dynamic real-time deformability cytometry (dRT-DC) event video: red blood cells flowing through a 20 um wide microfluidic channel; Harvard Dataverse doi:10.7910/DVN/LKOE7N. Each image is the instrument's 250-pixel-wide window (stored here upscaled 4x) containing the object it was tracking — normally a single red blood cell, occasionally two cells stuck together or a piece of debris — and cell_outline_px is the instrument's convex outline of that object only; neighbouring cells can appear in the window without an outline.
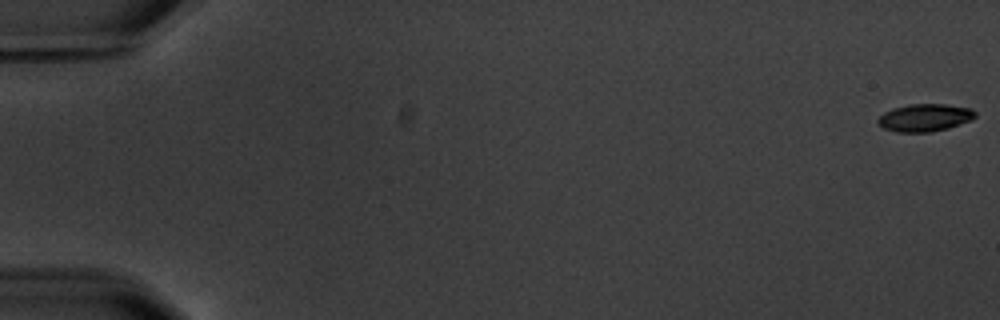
{"species": "common noctule bat (a hibernating species)", "species_latin": "Nyctalus noctula", "temperature_condition": "warm", "stored_images_in_passage": 6, "camera_frame_rate_fps": 3000, "um_per_image_px": 0.085, "animal": {"sex": "male", "body_mass_g": 20.1, "forearm_length_mm": 53.5}, "frame": {"image": 1, "passage_image": 1, "time_ms": 0.0, "image_size_px": [1000, 320], "cell_outline_px": [[976, 116], [972, 120], [948, 128], [932, 132], [896, 132], [884, 128], [876, 120], [884, 112], [892, 108], [908, 104], [944, 104], [972, 108], [976, 112]], "centroid_in_image_um": [78.62, 9.99], "position_along_channel_um": 6.4, "area_um2": 15.72}}
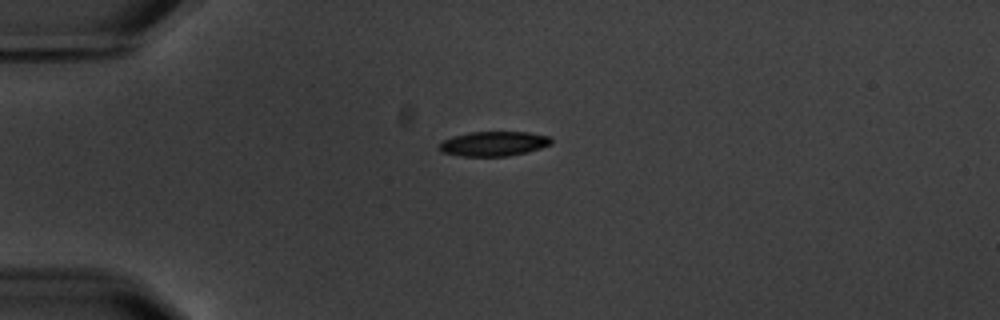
{"frame": {"image": 2, "passage_image": 5, "time_ms": 5.0, "image_size_px": [1000, 320], "cell_outline_px": [[552, 144], [528, 152], [508, 156], [460, 156], [440, 152], [440, 144], [444, 140], [452, 136], [472, 132], [528, 132], [548, 136], [552, 140]], "centroid_in_image_um": [41.97, 12.22], "position_along_channel_um": 43.0, "area_um2": 16.07}}